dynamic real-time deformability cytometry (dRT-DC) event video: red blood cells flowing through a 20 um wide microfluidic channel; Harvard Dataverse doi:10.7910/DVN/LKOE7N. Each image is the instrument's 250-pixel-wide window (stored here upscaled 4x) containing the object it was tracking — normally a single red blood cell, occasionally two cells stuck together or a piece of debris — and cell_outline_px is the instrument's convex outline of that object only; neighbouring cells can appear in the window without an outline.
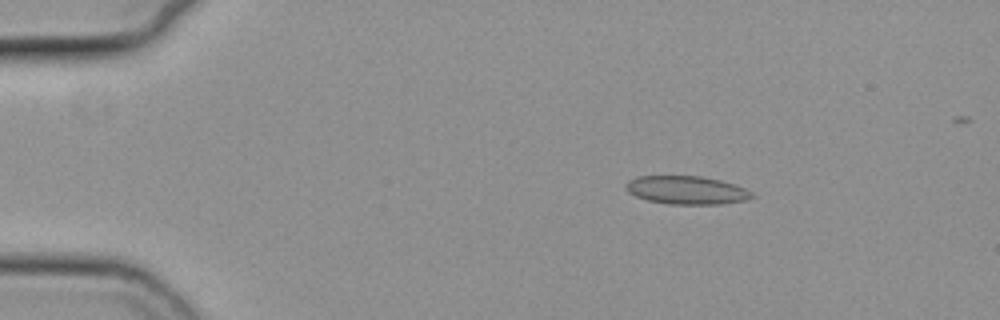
{"species": "common noctule bat (a hibernating species)", "species_latin": "Nyctalus noctula", "temperature_condition": "cold", "stored_images_in_passage": 50, "camera_frame_rate_fps": 3000, "um_per_image_px": 0.085, "animal": {"sex": "female", "body_mass_g": 19.3, "forearm_length_mm": 54.1}, "frame": {"image": 1, "passage_image": 3, "time_ms": 0.667, "image_size_px": [1000, 320], "cell_outline_px": [[756, 196], [744, 200], [720, 204], [668, 204], [648, 200], [636, 196], [628, 192], [624, 188], [624, 184], [628, 180], [636, 176], [700, 176], [720, 180], [744, 188], [752, 192]], "centroid_in_image_um": [58.31, 16.16], "position_along_channel_um": 26.7, "area_um2": 20.75}}
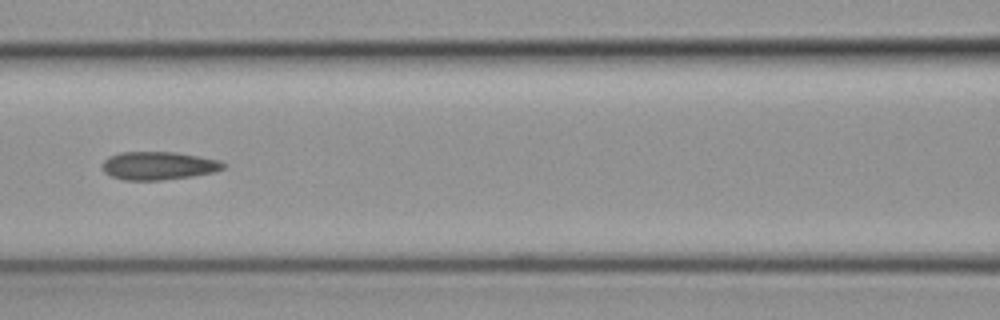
{"frame": {"image": 2, "passage_image": 19, "time_ms": 6.0, "image_size_px": [1000, 320], "cell_outline_px": [[228, 164], [224, 168], [216, 172], [192, 176], [160, 180], [124, 180], [112, 176], [104, 172], [100, 168], [100, 164], [108, 156], [120, 152], [176, 152], [220, 160]], "centroid_in_image_um": [13.46, 14.08], "position_along_channel_um": 153.1, "area_um2": 20.11}}
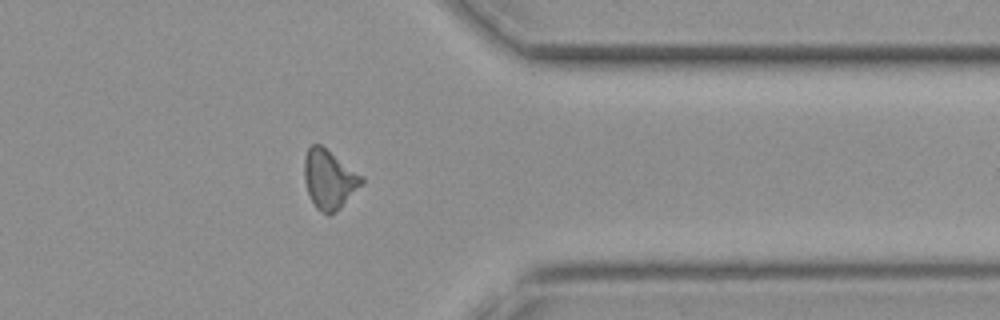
{"frame": {"image": 3, "passage_image": 38, "time_ms": 12.333, "image_size_px": [1000, 320], "cell_outline_px": [[364, 184], [336, 212], [328, 216], [316, 208], [308, 192], [304, 180], [304, 156], [308, 148], [312, 144], [320, 144], [364, 176]], "centroid_in_image_um": [28.0, 15.25], "position_along_channel_um": 383.4, "area_um2": 19.94}, "authors_computed_cell_mechanics": {"area_um2": 19.5942, "velocity_mm_per_s": 3.7876, "shape_relaxation_time_tau1_ms": 5.8252, "shape_relaxation_time_tau2_ms": 2.1936, "deformation_change_tau1": 0.1409, "deformation_change_tau2": 0.1061}}